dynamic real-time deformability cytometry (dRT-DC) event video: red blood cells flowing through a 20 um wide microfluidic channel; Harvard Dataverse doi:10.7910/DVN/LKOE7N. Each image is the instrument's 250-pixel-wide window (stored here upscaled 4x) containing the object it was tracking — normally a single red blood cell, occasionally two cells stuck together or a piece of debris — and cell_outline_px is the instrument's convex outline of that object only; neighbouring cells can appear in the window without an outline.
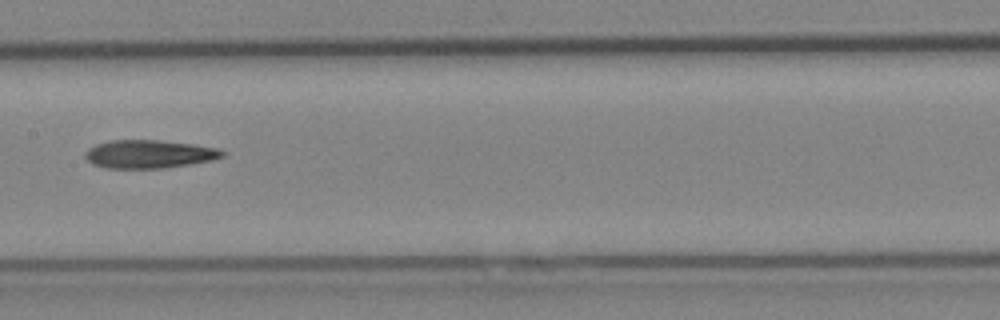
{"species": "Egyptian fruit bat (a non-hibernating species)", "species_latin": "Rousettus aegyptiacus", "temperature_condition": "cold", "stored_images_in_passage": 7, "camera_frame_rate_fps": 3000, "um_per_image_px": 0.085, "animal": {"sex": "female"}, "frame": {"image": 1, "passage_image": 7, "time_ms": 2.0, "image_size_px": [1000, 320], "cell_outline_px": [[224, 156], [212, 160], [164, 168], [108, 168], [92, 164], [84, 156], [84, 152], [88, 148], [96, 144], [108, 140], [156, 140], [192, 144], [220, 148], [224, 152]], "centroid_in_image_um": [12.65, 13.09], "position_along_channel_um": 194.8, "area_um2": 22.54}}